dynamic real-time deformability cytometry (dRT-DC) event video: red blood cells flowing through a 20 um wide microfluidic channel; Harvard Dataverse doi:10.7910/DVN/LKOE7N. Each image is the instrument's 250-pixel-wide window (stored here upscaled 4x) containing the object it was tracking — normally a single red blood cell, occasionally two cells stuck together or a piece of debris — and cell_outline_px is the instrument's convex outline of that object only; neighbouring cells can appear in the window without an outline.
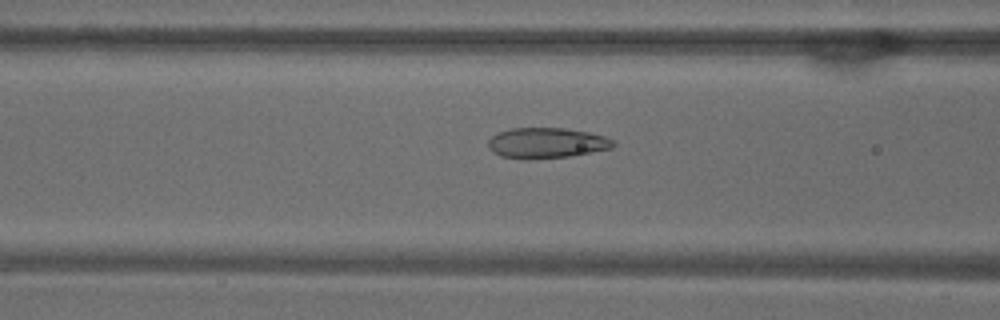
{"species": "common noctule bat (a hibernating species)", "species_latin": "Nyctalus noctula", "temperature_condition": "warm", "stored_images_in_passage": 53, "camera_frame_rate_fps": 3000, "um_per_image_px": 0.085, "animal": {"sex": "male", "body_mass_g": 18.8}, "frame": {"image": 1, "passage_image": 21, "time_ms": 6.667, "image_size_px": [1000, 320], "cell_outline_px": [[616, 144], [612, 148], [572, 156], [524, 160], [500, 156], [492, 152], [488, 148], [488, 140], [496, 132], [512, 128], [564, 128], [588, 132], [604, 136], [612, 140]], "centroid_in_image_um": [46.41, 12.16], "position_along_channel_um": 120.2, "area_um2": 22.48}}
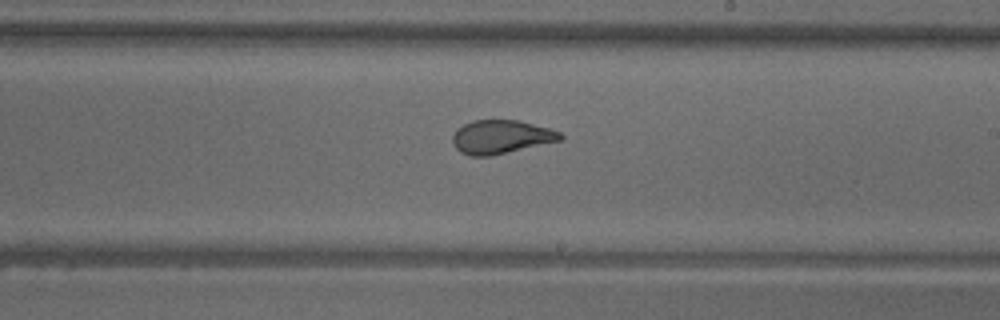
{"frame": {"image": 2, "passage_image": 31, "time_ms": 10.0, "image_size_px": [1000, 320], "cell_outline_px": [[564, 136], [560, 140], [488, 156], [468, 156], [460, 152], [456, 148], [452, 140], [452, 136], [456, 128], [472, 120], [520, 120], [548, 128], [560, 132]], "centroid_in_image_um": [42.54, 11.62], "position_along_channel_um": 246.5, "area_um2": 20.92}}
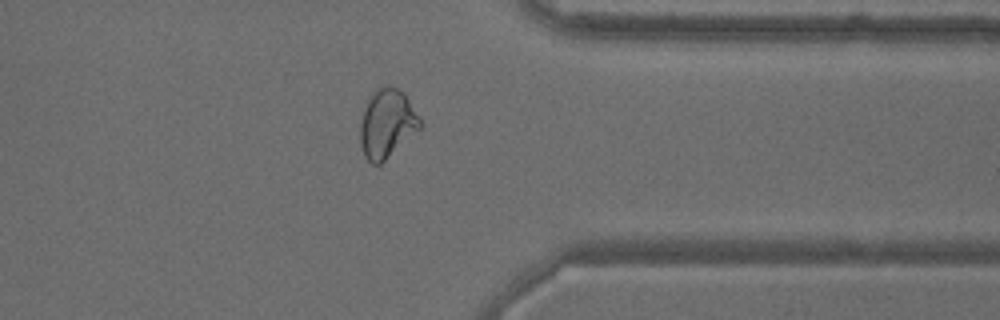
{"frame": {"image": 3, "passage_image": 42, "time_ms": 13.667, "image_size_px": [1000, 320], "cell_outline_px": [[424, 124], [420, 128], [380, 164], [372, 164], [364, 156], [360, 144], [360, 124], [364, 108], [368, 100], [376, 88], [396, 88], [404, 92], [420, 116]], "centroid_in_image_um": [32.9, 10.51], "position_along_channel_um": 378.5, "area_um2": 23.7}, "authors_computed_cell_mechanics": {"area_um2": 24.5072, "velocity_mm_per_s": 3.7846, "shape_relaxation_time_tau1_ms": null, "shape_relaxation_time_tau2_ms": 0.8793, "deformation_change_tau1": null, "deformation_change_tau2": 0.0667}}